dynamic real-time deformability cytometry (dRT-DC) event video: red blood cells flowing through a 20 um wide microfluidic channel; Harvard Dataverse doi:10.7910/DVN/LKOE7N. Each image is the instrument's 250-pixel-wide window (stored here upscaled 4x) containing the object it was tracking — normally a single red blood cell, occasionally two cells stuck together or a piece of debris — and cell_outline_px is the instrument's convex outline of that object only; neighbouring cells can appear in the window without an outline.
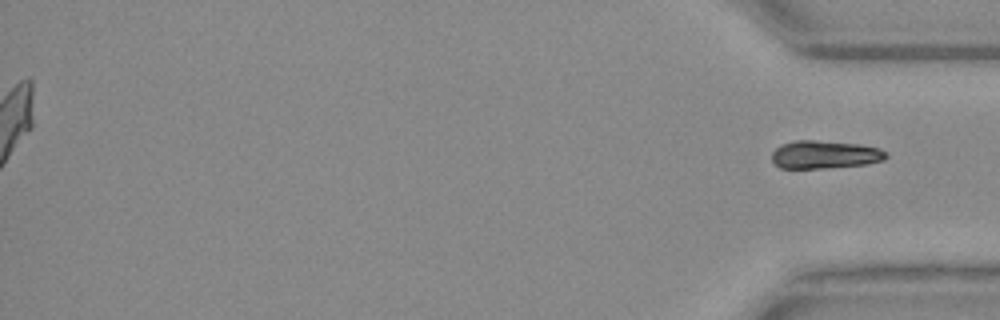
{"species": "Egyptian fruit bat (a non-hibernating species)", "species_latin": "Rousettus aegyptiacus", "temperature_condition": "warm", "stored_images_in_passage": 32, "segment_of_instrument_passage": [2, 2], "camera_frame_rate_fps": 3000, "um_per_image_px": 0.085, "animal": {"sex": "female"}, "frame": {"image": 1, "passage_image": 32, "time_ms": 10.333, "image_size_px": [1000, 320], "cell_outline_px": [[888, 156], [884, 160], [868, 164], [824, 168], [780, 168], [772, 160], [772, 152], [780, 144], [796, 140], [812, 140], [860, 144], [880, 148], [888, 152]], "centroid_in_image_um": [70.13, 13.14], "position_along_channel_um": 365.1, "area_um2": 18.79}}